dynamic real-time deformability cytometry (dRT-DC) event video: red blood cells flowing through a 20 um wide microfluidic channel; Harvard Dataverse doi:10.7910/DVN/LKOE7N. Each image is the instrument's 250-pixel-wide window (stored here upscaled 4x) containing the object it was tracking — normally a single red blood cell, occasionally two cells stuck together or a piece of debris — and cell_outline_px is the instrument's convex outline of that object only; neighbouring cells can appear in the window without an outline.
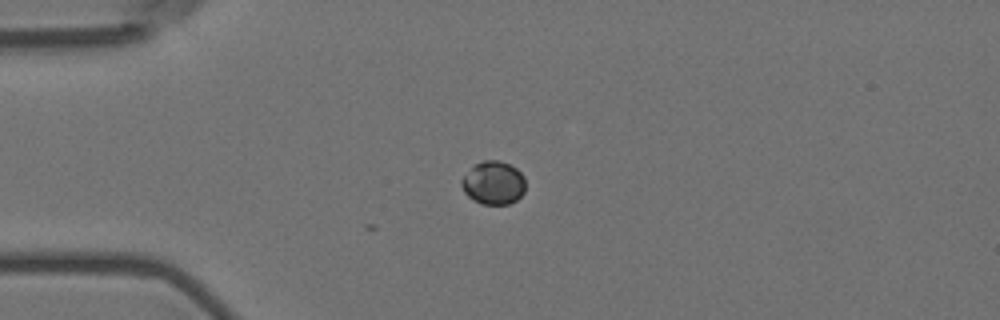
{"species": "Egyptian fruit bat (a non-hibernating species)", "species_latin": "Rousettus aegyptiacus", "temperature_condition": "room temperature", "stored_images_in_passage": 2, "camera_frame_rate_fps": 3000, "um_per_image_px": 0.085, "animal": {"sex": "female"}, "frame": {"image": 1, "passage_image": 2, "time_ms": 0.333, "image_size_px": [1000, 320], "cell_outline_px": [[524, 192], [516, 200], [508, 204], [480, 204], [472, 200], [464, 192], [460, 184], [460, 180], [476, 164], [484, 160], [496, 160], [508, 164], [516, 168], [524, 176]], "centroid_in_image_um": [41.93, 15.56], "position_along_channel_um": 43.1, "area_um2": 16.01}}